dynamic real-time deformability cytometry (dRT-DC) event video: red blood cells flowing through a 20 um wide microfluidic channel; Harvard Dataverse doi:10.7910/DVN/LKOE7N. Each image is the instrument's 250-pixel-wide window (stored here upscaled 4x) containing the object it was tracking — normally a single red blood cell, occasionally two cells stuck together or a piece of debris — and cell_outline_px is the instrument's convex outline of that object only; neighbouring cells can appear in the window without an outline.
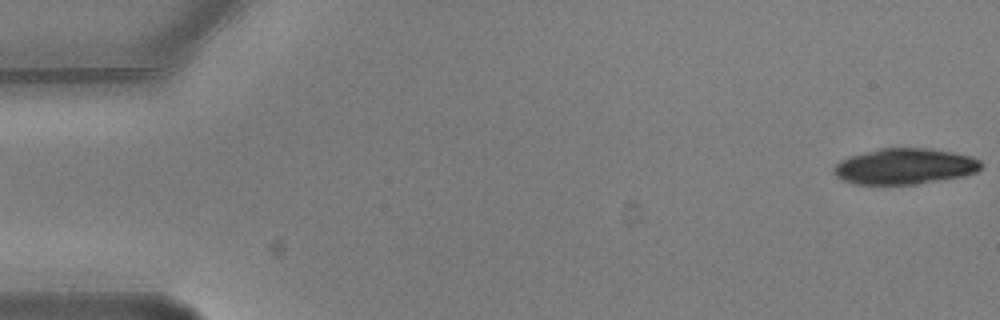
{"species": "common noctule bat (a hibernating species)", "species_latin": "Nyctalus noctula", "temperature_condition": "warm", "stored_images_in_passage": 5, "camera_frame_rate_fps": 3000, "um_per_image_px": 0.085, "animal": {"sex": "male", "body_mass_g": 20.5, "forearm_length_mm": 52.5}, "frame": {"image": 1, "passage_image": 1, "time_ms": 0.0, "image_size_px": [1000, 320], "cell_outline_px": [[984, 164], [976, 172], [964, 176], [916, 184], [856, 184], [844, 180], [836, 176], [832, 172], [832, 168], [840, 160], [848, 156], [880, 148], [924, 148], [952, 152], [972, 156], [980, 160]], "centroid_in_image_um": [76.9, 14.13], "position_along_channel_um": 8.1, "area_um2": 30.87}}